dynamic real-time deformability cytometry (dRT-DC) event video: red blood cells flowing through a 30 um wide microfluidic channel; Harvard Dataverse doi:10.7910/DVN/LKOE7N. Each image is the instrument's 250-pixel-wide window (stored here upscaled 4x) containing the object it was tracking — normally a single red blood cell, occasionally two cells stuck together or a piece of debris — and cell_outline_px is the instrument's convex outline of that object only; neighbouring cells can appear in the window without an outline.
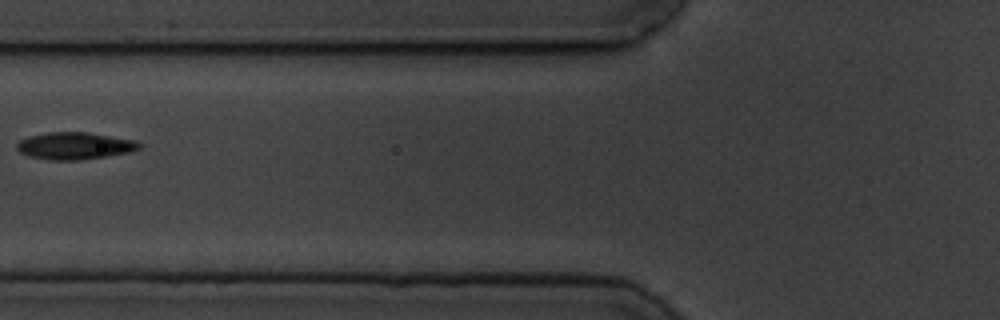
{"species": "common noctule bat (a hibernating species)", "species_latin": "Nyctalus noctula", "temperature_condition": "cold", "stored_images_in_passage": 6, "camera_frame_rate_fps": 3000, "um_per_image_px": 0.085, "animal": {"sex": "male", "body_mass_g": 19.5, "forearm_length_mm": 54.6}, "frame": {"image": 1, "passage_image": 6, "time_ms": 6.667, "image_size_px": [1000, 320], "cell_outline_px": [[144, 144], [140, 148], [128, 152], [80, 160], [52, 160], [28, 156], [20, 152], [16, 148], [16, 144], [20, 140], [28, 136], [48, 132], [88, 132], [136, 140]], "centroid_in_image_um": [6.35, 12.38], "position_along_channel_um": 119.5, "area_um2": 19.36}}